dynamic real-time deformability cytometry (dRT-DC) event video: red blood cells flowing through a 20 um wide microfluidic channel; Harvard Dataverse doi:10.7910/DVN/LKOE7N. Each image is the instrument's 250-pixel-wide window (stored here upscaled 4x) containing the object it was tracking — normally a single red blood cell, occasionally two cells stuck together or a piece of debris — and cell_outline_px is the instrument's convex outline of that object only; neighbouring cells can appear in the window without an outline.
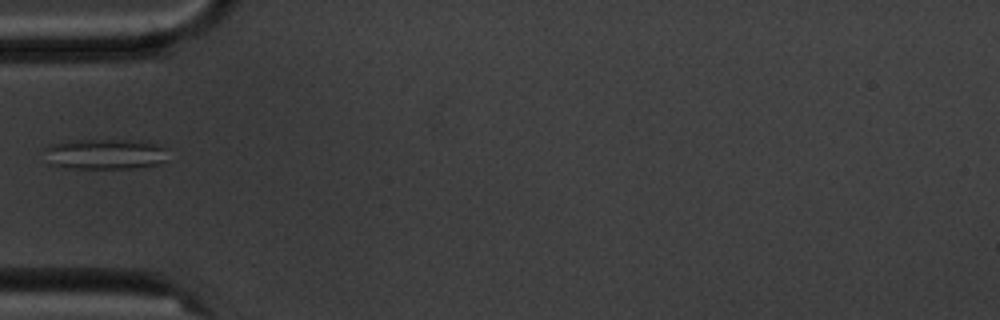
{"species": "common noctule bat (a hibernating species)", "species_latin": "Nyctalus noctula", "temperature_condition": "cold", "stored_images_in_passage": 15, "camera_frame_rate_fps": 3000, "um_per_image_px": 0.085, "animal": {"sex": "male", "body_mass_g": 20.1, "forearm_length_mm": 53.5}, "frame": {"image": 1, "passage_image": 5, "time_ms": 5.667, "image_size_px": [1000, 320], "cell_outline_px": [[168, 160], [160, 164], [132, 168], [68, 168], [48, 164], [44, 148], [48, 144], [72, 140], [128, 140], [156, 144], [164, 148]], "centroid_in_image_um": [8.88, 13.1], "position_along_channel_um": 76.1, "area_um2": 22.02}}
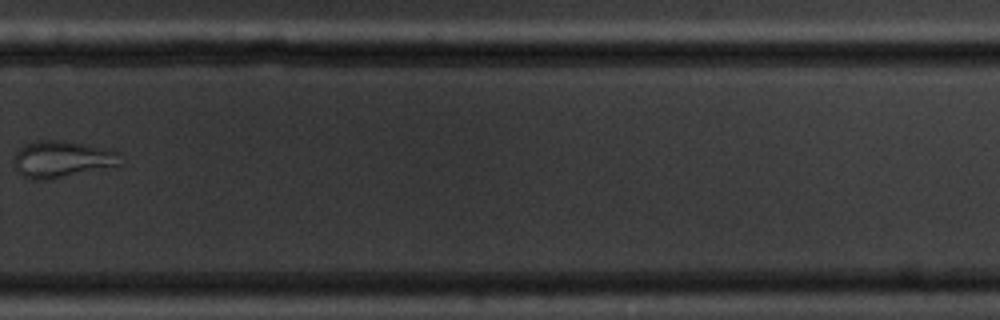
{"frame": {"image": 2, "passage_image": 11, "time_ms": 12.667, "image_size_px": [1000, 320], "cell_outline_px": [[124, 164], [52, 180], [32, 180], [24, 176], [16, 168], [16, 152], [20, 148], [36, 140], [64, 140], [84, 144], [120, 152]], "centroid_in_image_um": [5.34, 13.55], "position_along_channel_um": 324.5, "area_um2": 22.83}}
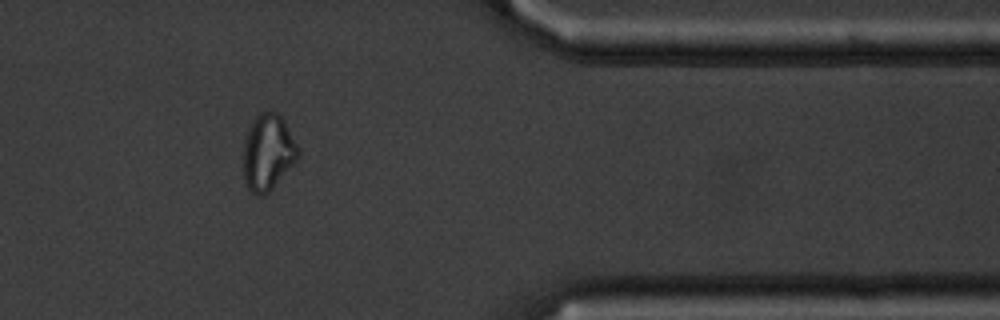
{"frame": {"image": 3, "passage_image": 13, "time_ms": 15.0, "image_size_px": [1000, 320], "cell_outline_px": [[300, 156], [272, 188], [264, 196], [256, 196], [248, 188], [244, 180], [244, 140], [248, 128], [252, 120], [260, 112], [276, 112], [284, 120], [300, 148]], "centroid_in_image_um": [22.78, 12.94], "position_along_channel_um": 388.6, "area_um2": 24.33}, "authors_computed_cell_mechanics": {"area_um2": 24.3338, "velocity_mm_per_s": 3.5462, "shape_relaxation_time_tau1_ms": null, "shape_relaxation_time_tau2_ms": 2.6703, "deformation_change_tau1": null, "deformation_change_tau2": 0.0972}}